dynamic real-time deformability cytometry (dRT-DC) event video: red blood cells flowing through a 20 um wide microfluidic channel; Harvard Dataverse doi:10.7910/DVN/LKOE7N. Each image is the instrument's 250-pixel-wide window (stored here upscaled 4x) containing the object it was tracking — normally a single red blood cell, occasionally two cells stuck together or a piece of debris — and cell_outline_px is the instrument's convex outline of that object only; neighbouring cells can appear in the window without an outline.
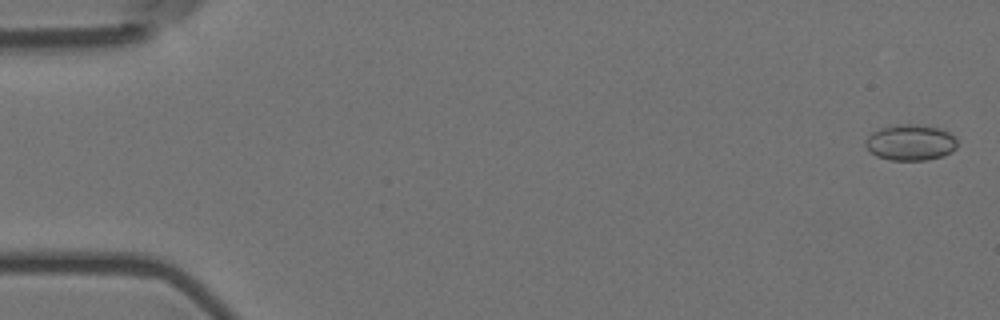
{"species": "Egyptian fruit bat (a non-hibernating species)", "species_latin": "Rousettus aegyptiacus", "temperature_condition": "room temperature", "stored_images_in_passage": 5, "camera_frame_rate_fps": 3000, "um_per_image_px": 0.085, "animal": {"sex": "female"}, "frame": {"image": 1, "passage_image": 1, "time_ms": 0.0, "image_size_px": [1000, 320], "cell_outline_px": [[956, 148], [952, 152], [944, 156], [924, 160], [892, 160], [876, 156], [864, 144], [864, 140], [872, 132], [880, 128], [896, 124], [916, 124], [940, 128], [948, 132], [956, 140]], "centroid_in_image_um": [77.38, 12.11], "position_along_channel_um": 7.6, "area_um2": 19.25}}
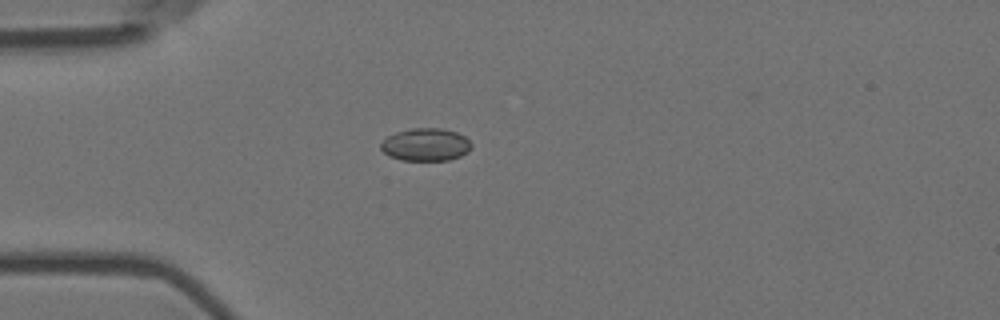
{"frame": {"image": 2, "passage_image": 5, "time_ms": 1.333, "image_size_px": [1000, 320], "cell_outline_px": [[472, 148], [468, 152], [460, 156], [448, 160], [400, 160], [388, 156], [380, 148], [380, 144], [388, 136], [396, 132], [412, 128], [440, 128], [456, 132], [464, 136], [472, 144]], "centroid_in_image_um": [36.18, 12.29], "position_along_channel_um": 48.8, "area_um2": 17.28}}